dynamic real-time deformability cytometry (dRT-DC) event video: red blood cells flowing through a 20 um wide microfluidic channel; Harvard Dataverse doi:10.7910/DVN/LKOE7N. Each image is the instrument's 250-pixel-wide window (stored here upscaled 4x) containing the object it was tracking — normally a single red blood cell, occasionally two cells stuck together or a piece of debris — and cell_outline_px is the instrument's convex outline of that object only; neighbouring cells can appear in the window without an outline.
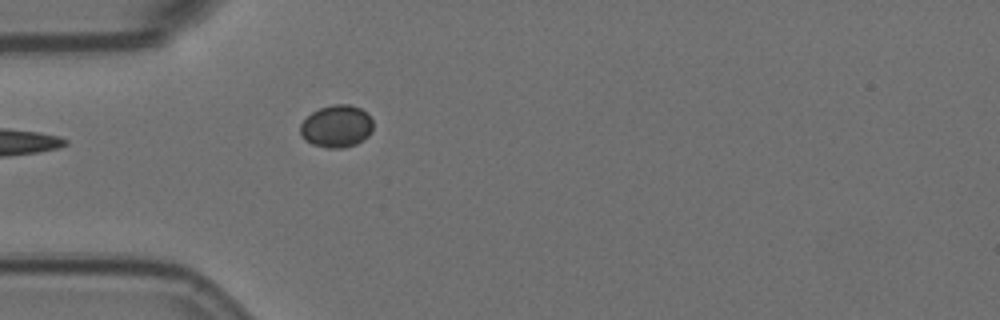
{"species": "Egyptian fruit bat (a non-hibernating species)", "species_latin": "Rousettus aegyptiacus", "temperature_condition": "room temperature", "stored_images_in_passage": 3, "camera_frame_rate_fps": 3000, "um_per_image_px": 0.085, "animal": {"sex": "female"}, "frame": {"image": 1, "passage_image": 3, "time_ms": 0.667, "image_size_px": [1000, 320], "cell_outline_px": [[372, 132], [368, 136], [356, 144], [344, 148], [328, 148], [312, 144], [304, 140], [300, 136], [300, 124], [312, 112], [320, 108], [332, 104], [348, 104], [360, 108], [368, 112], [372, 120]], "centroid_in_image_um": [28.61, 10.73], "position_along_channel_um": 56.4, "area_um2": 18.15}}